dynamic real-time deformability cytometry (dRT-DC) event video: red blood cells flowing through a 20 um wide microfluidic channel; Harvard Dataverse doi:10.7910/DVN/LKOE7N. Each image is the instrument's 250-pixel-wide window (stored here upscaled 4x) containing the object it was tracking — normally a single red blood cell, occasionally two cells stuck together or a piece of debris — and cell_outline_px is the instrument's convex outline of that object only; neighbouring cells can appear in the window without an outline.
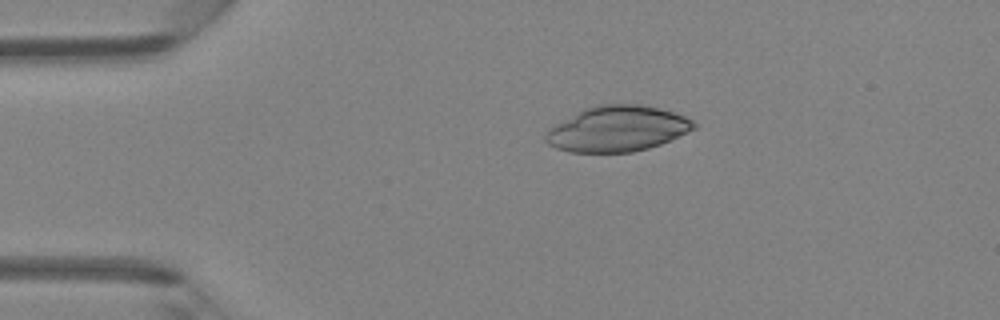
{"species": "Egyptian fruit bat (a non-hibernating species)", "species_latin": "Rousettus aegyptiacus", "temperature_condition": "room temperature", "stored_images_in_passage": 4, "camera_frame_rate_fps": 3000, "um_per_image_px": 0.085, "animal": {"sex": "female"}, "frame": {"image": 1, "passage_image": 3, "time_ms": 2.333, "image_size_px": [1000, 320], "cell_outline_px": [[696, 128], [660, 144], [648, 148], [632, 152], [572, 152], [556, 148], [548, 144], [544, 140], [544, 132], [548, 128], [584, 108], [596, 104], [640, 104], [660, 108], [684, 116], [692, 120], [696, 124]], "centroid_in_image_um": [52.43, 10.94], "position_along_channel_um": 32.6, "area_um2": 39.36}}